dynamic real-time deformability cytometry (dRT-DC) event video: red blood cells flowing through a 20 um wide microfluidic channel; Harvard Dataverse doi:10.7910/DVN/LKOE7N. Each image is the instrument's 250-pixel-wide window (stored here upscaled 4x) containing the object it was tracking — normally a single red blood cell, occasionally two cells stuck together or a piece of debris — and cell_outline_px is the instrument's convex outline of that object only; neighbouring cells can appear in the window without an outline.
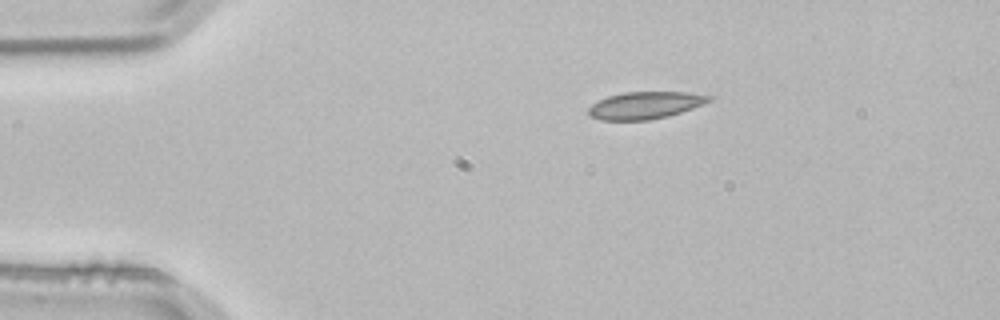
{"species": "common noctule bat (a hibernating species)", "species_latin": "Nyctalus noctula", "temperature_condition": "room temperature", "stored_images_in_passage": 5, "camera_frame_rate_fps": 3000, "um_per_image_px": 0.085, "animal": {"sex": "male", "body_mass_g": 21.5, "forearm_length_mm": 52.0}, "frame": {"image": 1, "passage_image": 5, "time_ms": 1.333, "image_size_px": [1000, 320], "cell_outline_px": [[712, 100], [704, 104], [668, 116], [648, 120], [600, 120], [588, 116], [588, 108], [592, 104], [608, 96], [624, 92], [688, 92], [712, 96]], "centroid_in_image_um": [54.83, 8.95], "position_along_channel_um": 30.2, "area_um2": 19.07}}